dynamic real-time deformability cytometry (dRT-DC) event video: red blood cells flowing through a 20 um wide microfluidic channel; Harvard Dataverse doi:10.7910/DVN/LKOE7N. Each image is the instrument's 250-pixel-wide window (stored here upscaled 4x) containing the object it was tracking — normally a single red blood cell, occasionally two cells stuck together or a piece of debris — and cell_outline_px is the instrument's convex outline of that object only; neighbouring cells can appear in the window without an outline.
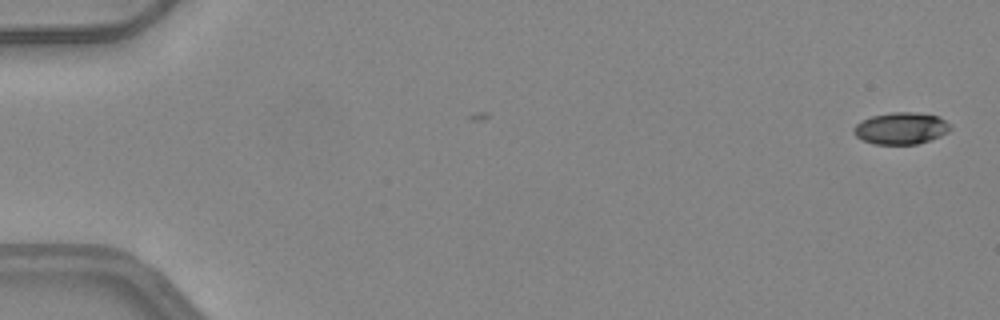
{"species": "common noctule bat (a hibernating species)", "species_latin": "Nyctalus noctula", "temperature_condition": "warm", "stored_images_in_passage": 50, "camera_frame_rate_fps": 3000, "um_per_image_px": 0.085, "animal": {"sex": "female", "body_mass_g": 24.6, "forearm_length_mm": 56.2}, "frame": {"image": 1, "passage_image": 1, "time_ms": 0.0, "image_size_px": [1000, 320], "cell_outline_px": [[952, 128], [948, 132], [940, 136], [916, 144], [872, 144], [856, 136], [852, 132], [852, 128], [856, 124], [872, 116], [892, 112], [912, 112], [940, 116]], "centroid_in_image_um": [76.57, 10.9], "position_along_channel_um": 8.4, "area_um2": 17.8}}
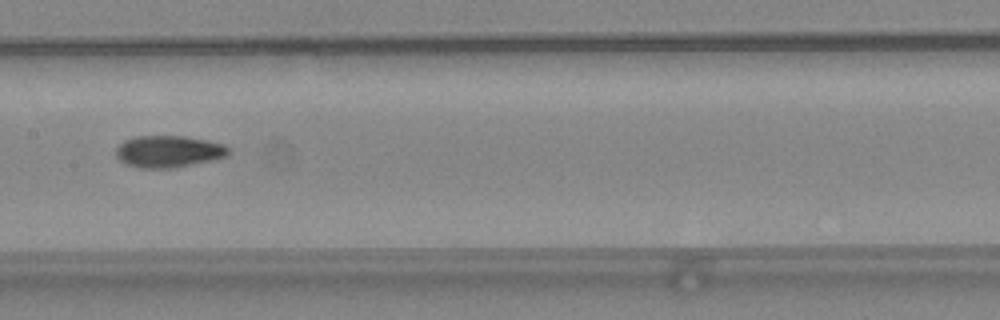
{"frame": {"image": 2, "passage_image": 26, "time_ms": 8.333, "image_size_px": [1000, 320], "cell_outline_px": [[228, 156], [216, 160], [176, 168], [144, 168], [124, 164], [116, 156], [116, 148], [124, 140], [136, 136], [184, 136], [208, 140], [224, 144], [228, 148]], "centroid_in_image_um": [14.35, 12.88], "position_along_channel_um": 193.1, "area_um2": 21.15}}
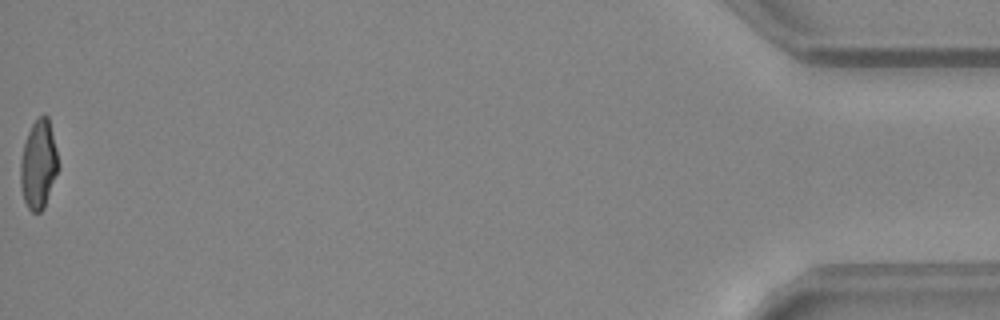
{"frame": {"image": 3, "passage_image": 50, "time_ms": 16.333, "image_size_px": [1000, 320], "cell_outline_px": [[60, 168], [44, 208], [40, 212], [32, 212], [28, 208], [24, 200], [20, 184], [20, 164], [24, 144], [28, 132], [32, 124], [44, 112], [48, 116], [60, 164]], "centroid_in_image_um": [3.3, 13.99], "position_along_channel_um": 431.9, "area_um2": 19.77}, "authors_computed_cell_mechanics": {"area_um2": 19.7098, "velocity_mm_per_s": 4.2085, "shape_relaxation_time_tau1_ms": 6.9761, "shape_relaxation_time_tau2_ms": 2.2908, "deformation_change_tau1": 0.2139, "deformation_change_tau2": 0.0752}}